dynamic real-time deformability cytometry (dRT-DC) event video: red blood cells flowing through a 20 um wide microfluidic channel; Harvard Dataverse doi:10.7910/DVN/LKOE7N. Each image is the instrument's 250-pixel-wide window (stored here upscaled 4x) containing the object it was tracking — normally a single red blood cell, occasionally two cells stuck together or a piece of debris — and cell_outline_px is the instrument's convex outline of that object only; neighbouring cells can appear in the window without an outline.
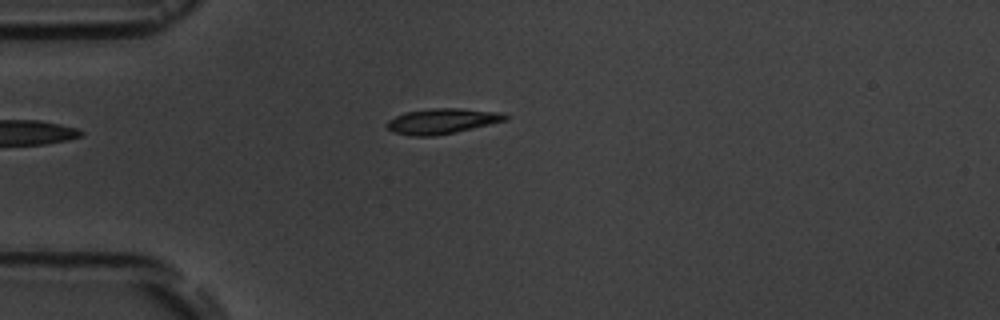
{"species": "common noctule bat (a hibernating species)", "species_latin": "Nyctalus noctula", "temperature_condition": "room temperature", "stored_images_in_passage": 5, "camera_frame_rate_fps": 3000, "um_per_image_px": 0.085, "animal": {"sex": "male", "body_mass_g": 19.5, "forearm_length_mm": 54.6}, "frame": {"image": 1, "passage_image": 5, "time_ms": 4.667, "image_size_px": [1000, 320], "cell_outline_px": [[512, 116], [508, 120], [452, 132], [432, 136], [412, 136], [392, 132], [384, 124], [388, 120], [404, 112], [432, 108], [460, 108], [500, 112]], "centroid_in_image_um": [37.57, 10.28], "position_along_channel_um": 47.4, "area_um2": 17.46}}